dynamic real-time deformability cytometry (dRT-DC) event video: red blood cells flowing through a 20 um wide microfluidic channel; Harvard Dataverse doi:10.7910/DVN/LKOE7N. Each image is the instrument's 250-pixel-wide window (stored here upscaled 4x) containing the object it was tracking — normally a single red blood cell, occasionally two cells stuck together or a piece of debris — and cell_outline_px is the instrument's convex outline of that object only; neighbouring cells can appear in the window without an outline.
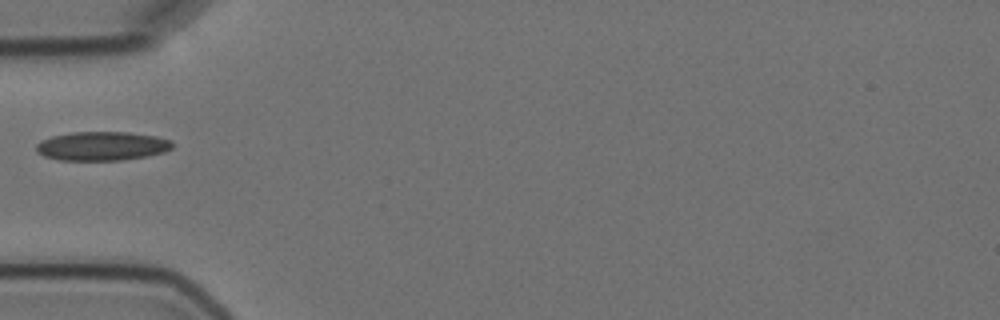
{"species": "Egyptian fruit bat (a non-hibernating species)", "species_latin": "Rousettus aegyptiacus", "temperature_condition": "cold", "stored_images_in_passage": 4, "camera_frame_rate_fps": 3000, "um_per_image_px": 0.085, "animal": {"sex": "female"}, "frame": {"image": 1, "passage_image": 1, "time_ms": 0.0, "image_size_px": [1000, 320], "cell_outline_px": [[172, 148], [164, 152], [144, 156], [120, 160], [60, 160], [44, 156], [36, 152], [36, 144], [40, 140], [52, 136], [72, 132], [128, 132], [156, 136], [172, 140]], "centroid_in_image_um": [8.64, 12.41], "position_along_channel_um": 76.4, "area_um2": 22.95}}
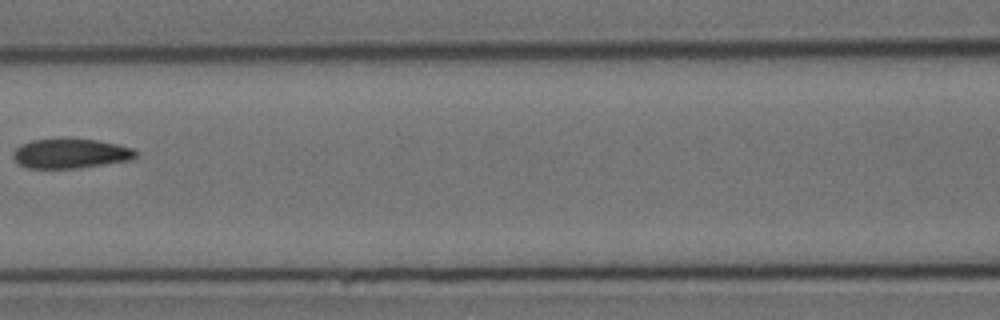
{"frame": {"image": 2, "passage_image": 3, "time_ms": 2.333, "image_size_px": [1000, 320], "cell_outline_px": [[136, 156], [132, 160], [80, 168], [28, 168], [20, 164], [12, 156], [12, 152], [20, 144], [32, 140], [64, 136], [68, 136], [96, 140], [116, 144], [132, 148], [136, 152]], "centroid_in_image_um": [5.97, 13.01], "position_along_channel_um": 160.6, "area_um2": 21.79}}
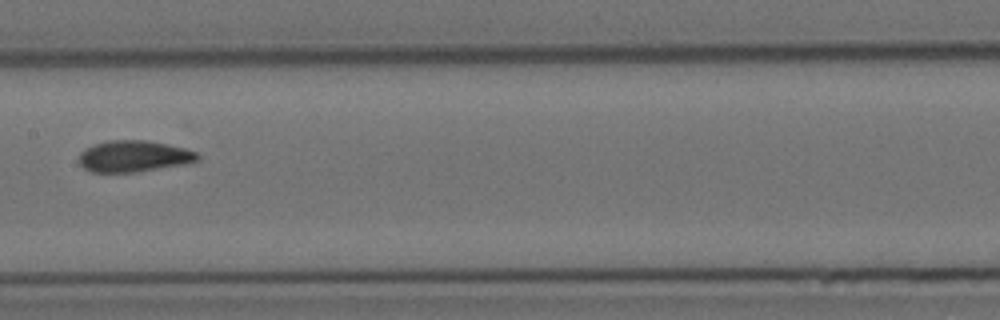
{"frame": {"image": 3, "passage_image": 4, "time_ms": 3.333, "image_size_px": [1000, 320], "cell_outline_px": [[200, 160], [188, 164], [136, 172], [92, 172], [84, 168], [80, 164], [80, 152], [84, 148], [108, 140], [148, 140], [168, 144], [184, 148], [196, 152], [200, 156]], "centroid_in_image_um": [11.41, 13.28], "position_along_channel_um": 196.0, "area_um2": 21.85}}